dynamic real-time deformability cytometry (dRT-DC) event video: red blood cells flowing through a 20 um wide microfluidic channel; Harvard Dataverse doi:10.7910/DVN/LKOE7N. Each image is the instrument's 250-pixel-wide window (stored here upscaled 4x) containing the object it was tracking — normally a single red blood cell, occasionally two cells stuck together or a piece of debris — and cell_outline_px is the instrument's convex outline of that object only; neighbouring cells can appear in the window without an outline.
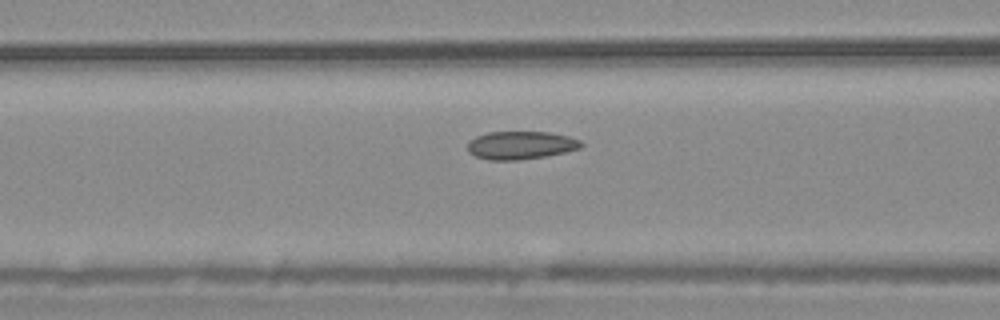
{"species": "common noctule bat (a hibernating species)", "species_latin": "Nyctalus noctula", "temperature_condition": "warm", "stored_images_in_passage": 36, "camera_frame_rate_fps": 3000, "um_per_image_px": 0.085, "animal": {"sex": "male", "body_mass_g": 20.4}, "frame": {"image": 1, "passage_image": 13, "time_ms": 4.0, "image_size_px": [1000, 320], "cell_outline_px": [[584, 144], [580, 148], [564, 152], [544, 156], [520, 160], [488, 160], [476, 156], [468, 152], [468, 144], [476, 136], [488, 132], [548, 132], [568, 136], [580, 140]], "centroid_in_image_um": [44.26, 12.34], "position_along_channel_um": 122.3, "area_um2": 18.44}}
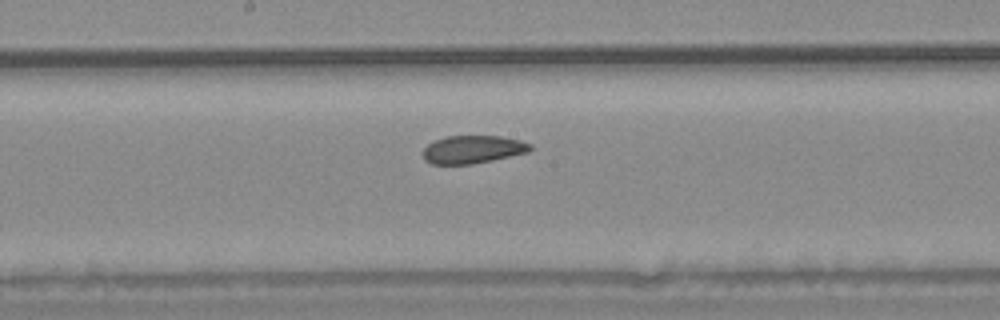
{"frame": {"image": 2, "passage_image": 20, "time_ms": 6.333, "image_size_px": [1000, 320], "cell_outline_px": [[532, 148], [528, 152], [492, 160], [472, 164], [432, 164], [424, 160], [424, 148], [432, 140], [444, 136], [500, 136], [520, 140], [532, 144]], "centroid_in_image_um": [40.17, 12.69], "position_along_channel_um": 208.0, "area_um2": 17.51}}
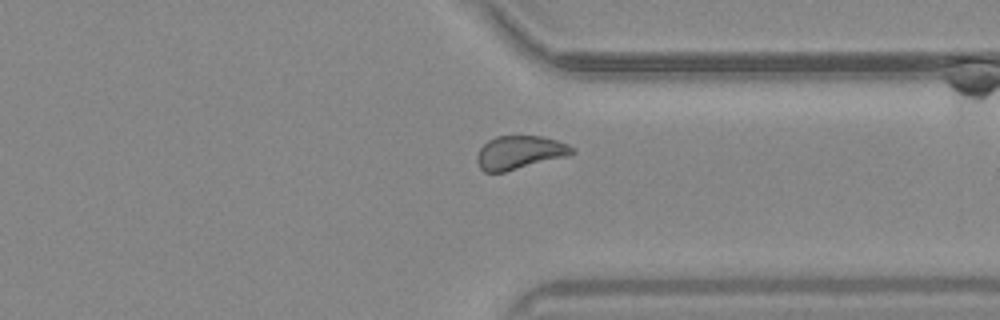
{"frame": {"image": 3, "passage_image": 33, "time_ms": 10.667, "image_size_px": [1000, 320], "cell_outline_px": [[576, 152], [568, 156], [504, 172], [484, 172], [480, 168], [476, 160], [476, 156], [480, 148], [488, 140], [496, 136], [540, 136], [556, 140], [568, 144], [576, 148]], "centroid_in_image_um": [44.18, 12.96], "position_along_channel_um": 367.2, "area_um2": 18.61}}